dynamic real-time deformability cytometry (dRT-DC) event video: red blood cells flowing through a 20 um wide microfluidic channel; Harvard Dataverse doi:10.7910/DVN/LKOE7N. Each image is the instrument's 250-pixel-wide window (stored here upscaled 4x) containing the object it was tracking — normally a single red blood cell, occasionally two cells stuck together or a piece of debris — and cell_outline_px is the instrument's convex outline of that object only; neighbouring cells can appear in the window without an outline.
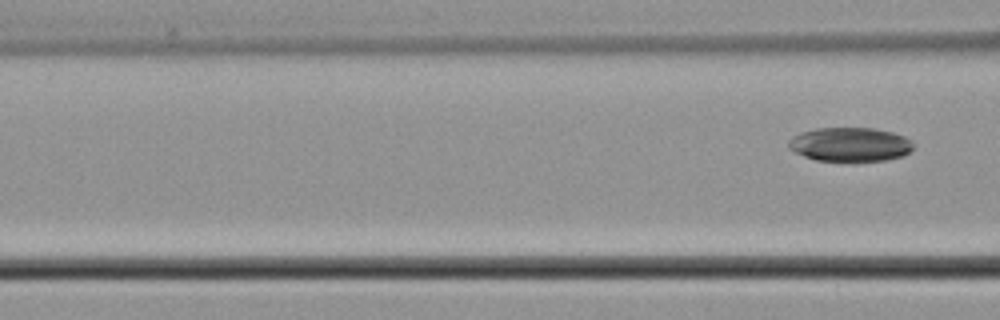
{"species": "common noctule bat (a hibernating species)", "species_latin": "Nyctalus noctula", "temperature_condition": "cold", "stored_images_in_passage": 10, "segment_of_instrument_passage": [2, 2], "camera_frame_rate_fps": 3000, "um_per_image_px": 0.085, "animal": {"sex": "male", "body_mass_g": 21.5, "forearm_length_mm": 52.0}, "frame": {"image": 1, "passage_image": 10, "time_ms": 11.667, "image_size_px": [1000, 320], "cell_outline_px": [[916, 144], [904, 156], [888, 160], [856, 164], [816, 160], [804, 156], [788, 148], [788, 140], [792, 136], [800, 132], [816, 128], [876, 128], [892, 132], [904, 136], [912, 140]], "centroid_in_image_um": [72.28, 12.32], "position_along_channel_um": 94.3, "area_um2": 25.84}}